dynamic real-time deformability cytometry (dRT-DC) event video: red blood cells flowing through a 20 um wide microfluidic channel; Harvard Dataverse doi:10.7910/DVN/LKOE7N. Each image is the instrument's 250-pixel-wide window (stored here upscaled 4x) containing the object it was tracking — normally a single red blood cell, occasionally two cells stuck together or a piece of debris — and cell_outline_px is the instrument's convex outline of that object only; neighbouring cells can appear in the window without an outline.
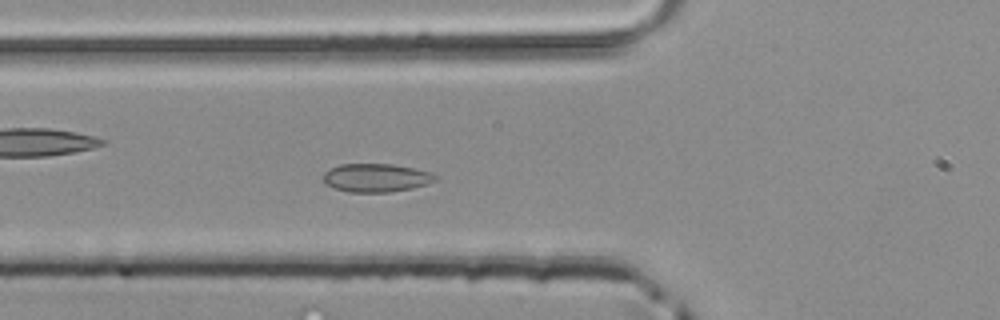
{"species": "common noctule bat (a hibernating species)", "species_latin": "Nyctalus noctula", "temperature_condition": "room temperature", "stored_images_in_passage": 47, "camera_frame_rate_fps": 3000, "um_per_image_px": 0.085, "animal": {"sex": "male", "body_mass_g": 20.4}, "frame": {"image": 1, "passage_image": 15, "time_ms": 4.667, "image_size_px": [1000, 320], "cell_outline_px": [[436, 180], [412, 188], [388, 192], [348, 192], [332, 188], [324, 184], [324, 172], [340, 164], [392, 164], [432, 172], [436, 176]], "centroid_in_image_um": [31.93, 15.11], "position_along_channel_um": 93.9, "area_um2": 18.44}}
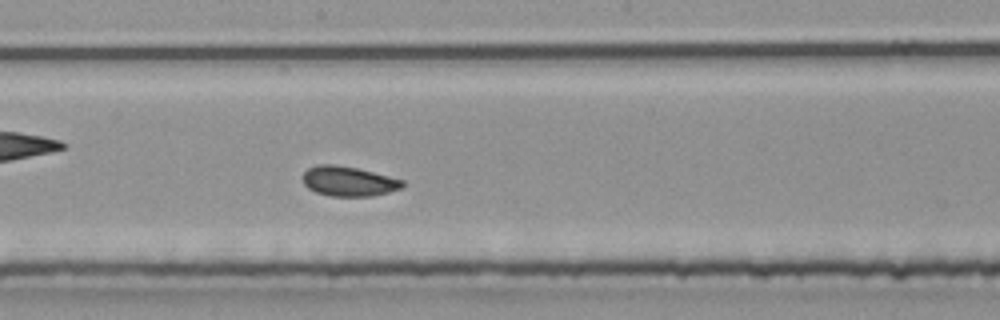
{"frame": {"image": 2, "passage_image": 24, "time_ms": 7.667, "image_size_px": [1000, 320], "cell_outline_px": [[404, 184], [400, 188], [388, 192], [368, 196], [332, 196], [316, 192], [308, 188], [304, 184], [300, 176], [308, 168], [316, 164], [336, 164], [356, 168], [404, 180]], "centroid_in_image_um": [29.56, 15.39], "position_along_channel_um": 218.6, "area_um2": 17.28}}
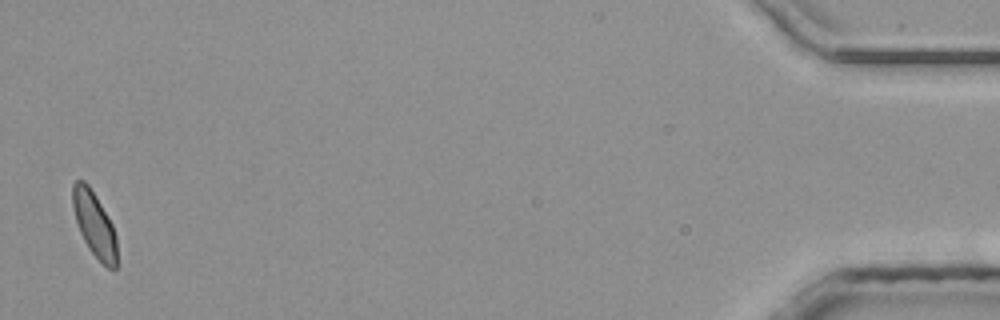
{"frame": {"image": 3, "passage_image": 46, "time_ms": 15.0, "image_size_px": [1000, 320], "cell_outline_px": [[116, 268], [112, 272], [88, 248], [80, 232], [76, 220], [72, 204], [72, 184], [76, 180], [84, 180], [88, 184], [112, 224], [116, 236]], "centroid_in_image_um": [8.01, 19.06], "position_along_channel_um": 427.2, "area_um2": 16.47}}